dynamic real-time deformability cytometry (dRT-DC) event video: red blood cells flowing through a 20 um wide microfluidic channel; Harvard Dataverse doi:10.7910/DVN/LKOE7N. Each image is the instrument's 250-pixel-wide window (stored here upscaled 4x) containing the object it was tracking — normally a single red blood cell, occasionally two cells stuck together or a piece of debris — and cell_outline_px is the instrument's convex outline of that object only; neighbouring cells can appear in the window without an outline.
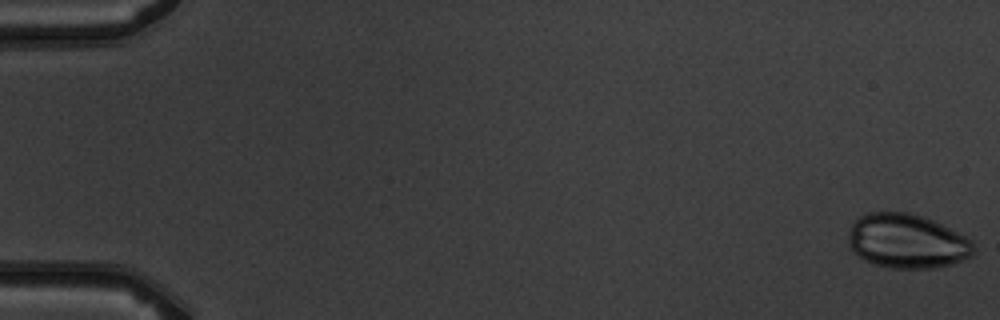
{"species": "common noctule bat (a hibernating species)", "species_latin": "Nyctalus noctula", "temperature_condition": "warm", "stored_images_in_passage": 5, "camera_frame_rate_fps": 3000, "um_per_image_px": 0.085, "animal": {"sex": "male", "body_mass_g": 19.5, "forearm_length_mm": 54.6}, "frame": {"image": 1, "passage_image": 1, "time_ms": 0.0, "image_size_px": [1000, 320], "cell_outline_px": [[972, 256], [952, 264], [936, 268], [892, 268], [876, 264], [864, 260], [848, 248], [848, 232], [852, 224], [860, 216], [868, 212], [908, 212], [932, 220], [972, 240]], "centroid_in_image_um": [77.04, 20.51], "position_along_channel_um": 8.0, "area_um2": 39.48}}